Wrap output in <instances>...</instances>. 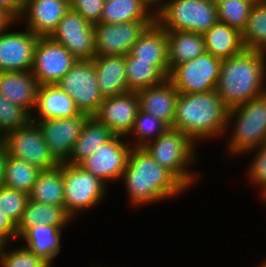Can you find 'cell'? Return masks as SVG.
I'll list each match as a JSON object with an SVG mask.
<instances>
[{
    "mask_svg": "<svg viewBox=\"0 0 266 267\" xmlns=\"http://www.w3.org/2000/svg\"><path fill=\"white\" fill-rule=\"evenodd\" d=\"M122 179L130 203L138 207L175 197L187 190L171 171L159 165L144 148L132 147Z\"/></svg>",
    "mask_w": 266,
    "mask_h": 267,
    "instance_id": "6da1fadb",
    "label": "cell"
},
{
    "mask_svg": "<svg viewBox=\"0 0 266 267\" xmlns=\"http://www.w3.org/2000/svg\"><path fill=\"white\" fill-rule=\"evenodd\" d=\"M265 76L266 54L245 49L239 55L222 59L215 91L232 108L265 94Z\"/></svg>",
    "mask_w": 266,
    "mask_h": 267,
    "instance_id": "7a4b0ae2",
    "label": "cell"
},
{
    "mask_svg": "<svg viewBox=\"0 0 266 267\" xmlns=\"http://www.w3.org/2000/svg\"><path fill=\"white\" fill-rule=\"evenodd\" d=\"M228 107L215 90L204 93H179L172 128L194 142L225 134Z\"/></svg>",
    "mask_w": 266,
    "mask_h": 267,
    "instance_id": "3957f363",
    "label": "cell"
},
{
    "mask_svg": "<svg viewBox=\"0 0 266 267\" xmlns=\"http://www.w3.org/2000/svg\"><path fill=\"white\" fill-rule=\"evenodd\" d=\"M233 121L227 155L247 154L262 146L266 142V93L229 108L227 124Z\"/></svg>",
    "mask_w": 266,
    "mask_h": 267,
    "instance_id": "277c9868",
    "label": "cell"
},
{
    "mask_svg": "<svg viewBox=\"0 0 266 267\" xmlns=\"http://www.w3.org/2000/svg\"><path fill=\"white\" fill-rule=\"evenodd\" d=\"M194 141L185 133L169 128L154 141L143 147L161 166L171 171L187 188L195 180H200V173L189 171V164H194L198 158ZM196 153V154H195ZM197 159V160H196Z\"/></svg>",
    "mask_w": 266,
    "mask_h": 267,
    "instance_id": "5b68a950",
    "label": "cell"
},
{
    "mask_svg": "<svg viewBox=\"0 0 266 267\" xmlns=\"http://www.w3.org/2000/svg\"><path fill=\"white\" fill-rule=\"evenodd\" d=\"M155 20L166 31L204 34L218 22L217 6L210 0H167Z\"/></svg>",
    "mask_w": 266,
    "mask_h": 267,
    "instance_id": "8992f818",
    "label": "cell"
},
{
    "mask_svg": "<svg viewBox=\"0 0 266 267\" xmlns=\"http://www.w3.org/2000/svg\"><path fill=\"white\" fill-rule=\"evenodd\" d=\"M64 208L72 219L84 210L102 202L106 190L104 182L78 165L63 163Z\"/></svg>",
    "mask_w": 266,
    "mask_h": 267,
    "instance_id": "52a82bcc",
    "label": "cell"
},
{
    "mask_svg": "<svg viewBox=\"0 0 266 267\" xmlns=\"http://www.w3.org/2000/svg\"><path fill=\"white\" fill-rule=\"evenodd\" d=\"M6 154L25 161L40 170H51L60 164L48 149L43 134L35 122L6 132L2 136Z\"/></svg>",
    "mask_w": 266,
    "mask_h": 267,
    "instance_id": "ba28073f",
    "label": "cell"
},
{
    "mask_svg": "<svg viewBox=\"0 0 266 267\" xmlns=\"http://www.w3.org/2000/svg\"><path fill=\"white\" fill-rule=\"evenodd\" d=\"M222 60L209 52L176 65L168 80L179 93H204L215 90L220 76Z\"/></svg>",
    "mask_w": 266,
    "mask_h": 267,
    "instance_id": "9c48e42d",
    "label": "cell"
},
{
    "mask_svg": "<svg viewBox=\"0 0 266 267\" xmlns=\"http://www.w3.org/2000/svg\"><path fill=\"white\" fill-rule=\"evenodd\" d=\"M57 85L75 102L80 112L93 116L103 102L92 60H77Z\"/></svg>",
    "mask_w": 266,
    "mask_h": 267,
    "instance_id": "30bf717a",
    "label": "cell"
},
{
    "mask_svg": "<svg viewBox=\"0 0 266 267\" xmlns=\"http://www.w3.org/2000/svg\"><path fill=\"white\" fill-rule=\"evenodd\" d=\"M77 60L62 44L50 37H39L30 72L40 85L57 84Z\"/></svg>",
    "mask_w": 266,
    "mask_h": 267,
    "instance_id": "8fae6325",
    "label": "cell"
},
{
    "mask_svg": "<svg viewBox=\"0 0 266 267\" xmlns=\"http://www.w3.org/2000/svg\"><path fill=\"white\" fill-rule=\"evenodd\" d=\"M131 149V145L124 137L113 136L97 150H93L92 154L78 166L107 185L109 181L121 180Z\"/></svg>",
    "mask_w": 266,
    "mask_h": 267,
    "instance_id": "7c38bea8",
    "label": "cell"
},
{
    "mask_svg": "<svg viewBox=\"0 0 266 267\" xmlns=\"http://www.w3.org/2000/svg\"><path fill=\"white\" fill-rule=\"evenodd\" d=\"M49 37L78 60H92L96 56L94 25L76 11L69 9Z\"/></svg>",
    "mask_w": 266,
    "mask_h": 267,
    "instance_id": "4fadbf2b",
    "label": "cell"
},
{
    "mask_svg": "<svg viewBox=\"0 0 266 267\" xmlns=\"http://www.w3.org/2000/svg\"><path fill=\"white\" fill-rule=\"evenodd\" d=\"M90 117L81 112L69 118L32 120V122L39 126L55 160L63 164L69 160L74 143Z\"/></svg>",
    "mask_w": 266,
    "mask_h": 267,
    "instance_id": "5bb4252c",
    "label": "cell"
},
{
    "mask_svg": "<svg viewBox=\"0 0 266 267\" xmlns=\"http://www.w3.org/2000/svg\"><path fill=\"white\" fill-rule=\"evenodd\" d=\"M155 20H137L118 24H94L96 56H125L130 53L145 29Z\"/></svg>",
    "mask_w": 266,
    "mask_h": 267,
    "instance_id": "9a60e30c",
    "label": "cell"
},
{
    "mask_svg": "<svg viewBox=\"0 0 266 267\" xmlns=\"http://www.w3.org/2000/svg\"><path fill=\"white\" fill-rule=\"evenodd\" d=\"M139 96L136 91L104 97L97 112L92 116L105 125L114 136L127 138L132 130L137 111Z\"/></svg>",
    "mask_w": 266,
    "mask_h": 267,
    "instance_id": "2e32d148",
    "label": "cell"
},
{
    "mask_svg": "<svg viewBox=\"0 0 266 267\" xmlns=\"http://www.w3.org/2000/svg\"><path fill=\"white\" fill-rule=\"evenodd\" d=\"M15 22L0 32V72L30 71L32 67L39 36L27 28L26 32H8V28Z\"/></svg>",
    "mask_w": 266,
    "mask_h": 267,
    "instance_id": "e0dca14e",
    "label": "cell"
},
{
    "mask_svg": "<svg viewBox=\"0 0 266 267\" xmlns=\"http://www.w3.org/2000/svg\"><path fill=\"white\" fill-rule=\"evenodd\" d=\"M69 9V0H24L18 23L23 20L33 34L49 37Z\"/></svg>",
    "mask_w": 266,
    "mask_h": 267,
    "instance_id": "ac0fdd59",
    "label": "cell"
},
{
    "mask_svg": "<svg viewBox=\"0 0 266 267\" xmlns=\"http://www.w3.org/2000/svg\"><path fill=\"white\" fill-rule=\"evenodd\" d=\"M129 54L138 60L153 61L169 76L168 37L166 30L156 20L141 34Z\"/></svg>",
    "mask_w": 266,
    "mask_h": 267,
    "instance_id": "d6986e66",
    "label": "cell"
},
{
    "mask_svg": "<svg viewBox=\"0 0 266 267\" xmlns=\"http://www.w3.org/2000/svg\"><path fill=\"white\" fill-rule=\"evenodd\" d=\"M39 87L30 71L0 72V94L30 114L35 108Z\"/></svg>",
    "mask_w": 266,
    "mask_h": 267,
    "instance_id": "ffe728a7",
    "label": "cell"
},
{
    "mask_svg": "<svg viewBox=\"0 0 266 267\" xmlns=\"http://www.w3.org/2000/svg\"><path fill=\"white\" fill-rule=\"evenodd\" d=\"M33 111L37 117L33 113L31 120L69 118L81 113L74 100L57 84L40 85Z\"/></svg>",
    "mask_w": 266,
    "mask_h": 267,
    "instance_id": "44dd1931",
    "label": "cell"
},
{
    "mask_svg": "<svg viewBox=\"0 0 266 267\" xmlns=\"http://www.w3.org/2000/svg\"><path fill=\"white\" fill-rule=\"evenodd\" d=\"M137 94L142 111L154 115L172 128L179 92L168 79L159 85L141 89Z\"/></svg>",
    "mask_w": 266,
    "mask_h": 267,
    "instance_id": "7402d4cb",
    "label": "cell"
},
{
    "mask_svg": "<svg viewBox=\"0 0 266 267\" xmlns=\"http://www.w3.org/2000/svg\"><path fill=\"white\" fill-rule=\"evenodd\" d=\"M97 83L103 97L129 92L125 72V56H95L92 59Z\"/></svg>",
    "mask_w": 266,
    "mask_h": 267,
    "instance_id": "603a6c76",
    "label": "cell"
},
{
    "mask_svg": "<svg viewBox=\"0 0 266 267\" xmlns=\"http://www.w3.org/2000/svg\"><path fill=\"white\" fill-rule=\"evenodd\" d=\"M203 38L206 52L221 60L239 55L246 49L242 33L220 21L207 30Z\"/></svg>",
    "mask_w": 266,
    "mask_h": 267,
    "instance_id": "cb8c5ba5",
    "label": "cell"
},
{
    "mask_svg": "<svg viewBox=\"0 0 266 267\" xmlns=\"http://www.w3.org/2000/svg\"><path fill=\"white\" fill-rule=\"evenodd\" d=\"M66 226L36 225L30 227L21 237L27 247L36 256L50 265L61 251V232ZM52 261V262H51Z\"/></svg>",
    "mask_w": 266,
    "mask_h": 267,
    "instance_id": "d4e9b609",
    "label": "cell"
},
{
    "mask_svg": "<svg viewBox=\"0 0 266 267\" xmlns=\"http://www.w3.org/2000/svg\"><path fill=\"white\" fill-rule=\"evenodd\" d=\"M72 217L64 206L48 205L33 200L28 201L22 218L16 226L18 239L30 228L38 225L67 226Z\"/></svg>",
    "mask_w": 266,
    "mask_h": 267,
    "instance_id": "484cf974",
    "label": "cell"
},
{
    "mask_svg": "<svg viewBox=\"0 0 266 267\" xmlns=\"http://www.w3.org/2000/svg\"><path fill=\"white\" fill-rule=\"evenodd\" d=\"M170 71L178 64L197 58L206 52L203 34L190 31H166Z\"/></svg>",
    "mask_w": 266,
    "mask_h": 267,
    "instance_id": "4316f807",
    "label": "cell"
},
{
    "mask_svg": "<svg viewBox=\"0 0 266 267\" xmlns=\"http://www.w3.org/2000/svg\"><path fill=\"white\" fill-rule=\"evenodd\" d=\"M113 136L105 125L91 116L74 143L71 156L66 164L78 165L82 160L89 157L93 150H97L99 146L108 142Z\"/></svg>",
    "mask_w": 266,
    "mask_h": 267,
    "instance_id": "83f0119b",
    "label": "cell"
},
{
    "mask_svg": "<svg viewBox=\"0 0 266 267\" xmlns=\"http://www.w3.org/2000/svg\"><path fill=\"white\" fill-rule=\"evenodd\" d=\"M29 198L35 202L63 206V164L51 170H41L29 194Z\"/></svg>",
    "mask_w": 266,
    "mask_h": 267,
    "instance_id": "f1b7e54d",
    "label": "cell"
},
{
    "mask_svg": "<svg viewBox=\"0 0 266 267\" xmlns=\"http://www.w3.org/2000/svg\"><path fill=\"white\" fill-rule=\"evenodd\" d=\"M125 72L129 91H139L165 82L168 76L153 61L138 60L125 55Z\"/></svg>",
    "mask_w": 266,
    "mask_h": 267,
    "instance_id": "f546056e",
    "label": "cell"
},
{
    "mask_svg": "<svg viewBox=\"0 0 266 267\" xmlns=\"http://www.w3.org/2000/svg\"><path fill=\"white\" fill-rule=\"evenodd\" d=\"M137 20H155L140 0H105L100 22L118 24Z\"/></svg>",
    "mask_w": 266,
    "mask_h": 267,
    "instance_id": "4dcf8cb0",
    "label": "cell"
},
{
    "mask_svg": "<svg viewBox=\"0 0 266 267\" xmlns=\"http://www.w3.org/2000/svg\"><path fill=\"white\" fill-rule=\"evenodd\" d=\"M40 172L37 167L7 155L2 185L29 195Z\"/></svg>",
    "mask_w": 266,
    "mask_h": 267,
    "instance_id": "1f68e13d",
    "label": "cell"
},
{
    "mask_svg": "<svg viewBox=\"0 0 266 267\" xmlns=\"http://www.w3.org/2000/svg\"><path fill=\"white\" fill-rule=\"evenodd\" d=\"M242 39L246 49L266 54V0L253 5Z\"/></svg>",
    "mask_w": 266,
    "mask_h": 267,
    "instance_id": "d6a6232c",
    "label": "cell"
},
{
    "mask_svg": "<svg viewBox=\"0 0 266 267\" xmlns=\"http://www.w3.org/2000/svg\"><path fill=\"white\" fill-rule=\"evenodd\" d=\"M169 128L170 127L165 122L139 108L132 130L129 133L133 136L135 134V139L137 140L135 144L133 142L131 143V140H128V142H130L129 144L132 147L143 148L161 134H164Z\"/></svg>",
    "mask_w": 266,
    "mask_h": 267,
    "instance_id": "836d02e7",
    "label": "cell"
},
{
    "mask_svg": "<svg viewBox=\"0 0 266 267\" xmlns=\"http://www.w3.org/2000/svg\"><path fill=\"white\" fill-rule=\"evenodd\" d=\"M256 0H226L217 5L218 21L242 33Z\"/></svg>",
    "mask_w": 266,
    "mask_h": 267,
    "instance_id": "e575fe53",
    "label": "cell"
},
{
    "mask_svg": "<svg viewBox=\"0 0 266 267\" xmlns=\"http://www.w3.org/2000/svg\"><path fill=\"white\" fill-rule=\"evenodd\" d=\"M29 199L27 193L0 186V212L15 226L20 222Z\"/></svg>",
    "mask_w": 266,
    "mask_h": 267,
    "instance_id": "d590c367",
    "label": "cell"
},
{
    "mask_svg": "<svg viewBox=\"0 0 266 267\" xmlns=\"http://www.w3.org/2000/svg\"><path fill=\"white\" fill-rule=\"evenodd\" d=\"M31 114L0 94V135L24 127L31 122Z\"/></svg>",
    "mask_w": 266,
    "mask_h": 267,
    "instance_id": "8d00e7d4",
    "label": "cell"
},
{
    "mask_svg": "<svg viewBox=\"0 0 266 267\" xmlns=\"http://www.w3.org/2000/svg\"><path fill=\"white\" fill-rule=\"evenodd\" d=\"M7 244L0 247V267H52L41 257L36 256L27 247H18L5 251Z\"/></svg>",
    "mask_w": 266,
    "mask_h": 267,
    "instance_id": "74e56055",
    "label": "cell"
},
{
    "mask_svg": "<svg viewBox=\"0 0 266 267\" xmlns=\"http://www.w3.org/2000/svg\"><path fill=\"white\" fill-rule=\"evenodd\" d=\"M256 150V152H255ZM249 152H255L253 156V161L250 162L248 167V175L251 182L259 185L261 188V197L266 199V142L257 149H254Z\"/></svg>",
    "mask_w": 266,
    "mask_h": 267,
    "instance_id": "f35d334b",
    "label": "cell"
},
{
    "mask_svg": "<svg viewBox=\"0 0 266 267\" xmlns=\"http://www.w3.org/2000/svg\"><path fill=\"white\" fill-rule=\"evenodd\" d=\"M104 3L105 0H69L70 9L93 25L100 23Z\"/></svg>",
    "mask_w": 266,
    "mask_h": 267,
    "instance_id": "ab89813d",
    "label": "cell"
},
{
    "mask_svg": "<svg viewBox=\"0 0 266 267\" xmlns=\"http://www.w3.org/2000/svg\"><path fill=\"white\" fill-rule=\"evenodd\" d=\"M11 239H18L16 226L0 212V243H11Z\"/></svg>",
    "mask_w": 266,
    "mask_h": 267,
    "instance_id": "60d3db41",
    "label": "cell"
},
{
    "mask_svg": "<svg viewBox=\"0 0 266 267\" xmlns=\"http://www.w3.org/2000/svg\"><path fill=\"white\" fill-rule=\"evenodd\" d=\"M24 7V0H0V9L14 21H18Z\"/></svg>",
    "mask_w": 266,
    "mask_h": 267,
    "instance_id": "b9f144b4",
    "label": "cell"
},
{
    "mask_svg": "<svg viewBox=\"0 0 266 267\" xmlns=\"http://www.w3.org/2000/svg\"><path fill=\"white\" fill-rule=\"evenodd\" d=\"M140 1L148 8V10L151 13H153L154 16H156L166 5V0H164L165 2H163V0H140Z\"/></svg>",
    "mask_w": 266,
    "mask_h": 267,
    "instance_id": "7bdbcfd3",
    "label": "cell"
},
{
    "mask_svg": "<svg viewBox=\"0 0 266 267\" xmlns=\"http://www.w3.org/2000/svg\"><path fill=\"white\" fill-rule=\"evenodd\" d=\"M7 158L6 149L3 142H0V186L4 181L5 161Z\"/></svg>",
    "mask_w": 266,
    "mask_h": 267,
    "instance_id": "ee69618b",
    "label": "cell"
},
{
    "mask_svg": "<svg viewBox=\"0 0 266 267\" xmlns=\"http://www.w3.org/2000/svg\"><path fill=\"white\" fill-rule=\"evenodd\" d=\"M14 20L0 9V32L9 26Z\"/></svg>",
    "mask_w": 266,
    "mask_h": 267,
    "instance_id": "f6af8a7d",
    "label": "cell"
},
{
    "mask_svg": "<svg viewBox=\"0 0 266 267\" xmlns=\"http://www.w3.org/2000/svg\"><path fill=\"white\" fill-rule=\"evenodd\" d=\"M210 1L212 2V4L217 6L219 3L226 1V0H210Z\"/></svg>",
    "mask_w": 266,
    "mask_h": 267,
    "instance_id": "bcb514c9",
    "label": "cell"
},
{
    "mask_svg": "<svg viewBox=\"0 0 266 267\" xmlns=\"http://www.w3.org/2000/svg\"><path fill=\"white\" fill-rule=\"evenodd\" d=\"M259 267H266V261H264L263 263H261V266H259Z\"/></svg>",
    "mask_w": 266,
    "mask_h": 267,
    "instance_id": "7dc6e473",
    "label": "cell"
}]
</instances>
